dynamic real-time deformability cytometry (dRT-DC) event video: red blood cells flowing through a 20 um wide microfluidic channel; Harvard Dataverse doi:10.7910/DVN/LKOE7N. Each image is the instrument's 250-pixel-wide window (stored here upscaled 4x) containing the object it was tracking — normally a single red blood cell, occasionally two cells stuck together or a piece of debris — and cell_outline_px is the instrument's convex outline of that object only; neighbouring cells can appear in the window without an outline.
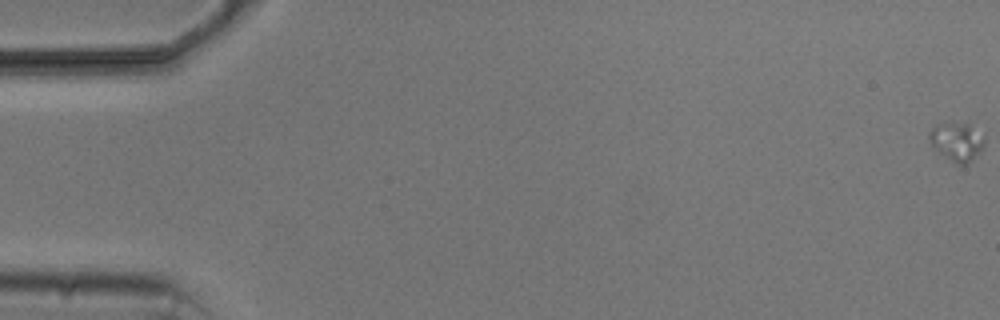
{"species": "common noctule bat (a hibernating species)", "species_latin": "Nyctalus noctula", "temperature_condition": "cold", "stored_images_in_passage": 6, "camera_frame_rate_fps": 3000, "um_per_image_px": 0.085, "animal": {"sex": "male", "body_mass_g": 20.5, "forearm_length_mm": 52.5}, "frame": {"image": 1, "passage_image": 1, "time_ms": 0.0, "image_size_px": [1000, 320], "cell_outline_px": [[984, 144], [980, 152], [968, 164], [956, 164], [940, 152], [928, 140], [928, 132], [936, 124], [968, 124], [984, 136]], "centroid_in_image_um": [81.33, 12.05], "position_along_channel_um": 3.7, "area_um2": 12.02}}
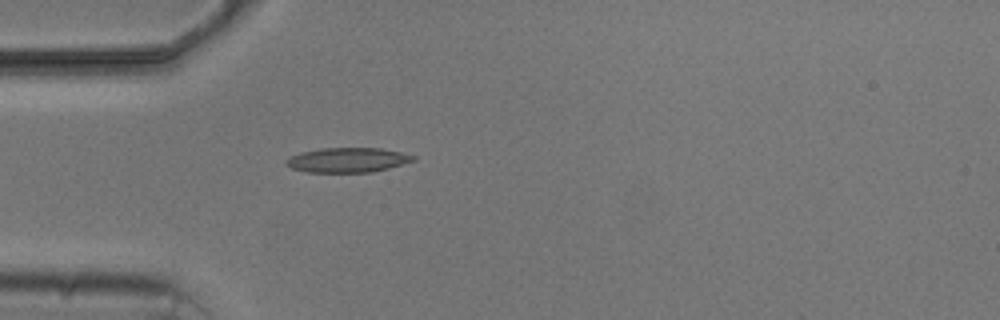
{"frame": {"image": 2, "passage_image": 6, "time_ms": 7.0, "image_size_px": [1000, 320], "cell_outline_px": [[416, 160], [388, 168], [372, 172], [308, 172], [292, 168], [284, 164], [284, 160], [288, 156], [300, 152], [320, 148], [380, 148], [400, 152], [416, 156]], "centroid_in_image_um": [29.5, 13.59], "position_along_channel_um": 55.5, "area_um2": 18.38}}